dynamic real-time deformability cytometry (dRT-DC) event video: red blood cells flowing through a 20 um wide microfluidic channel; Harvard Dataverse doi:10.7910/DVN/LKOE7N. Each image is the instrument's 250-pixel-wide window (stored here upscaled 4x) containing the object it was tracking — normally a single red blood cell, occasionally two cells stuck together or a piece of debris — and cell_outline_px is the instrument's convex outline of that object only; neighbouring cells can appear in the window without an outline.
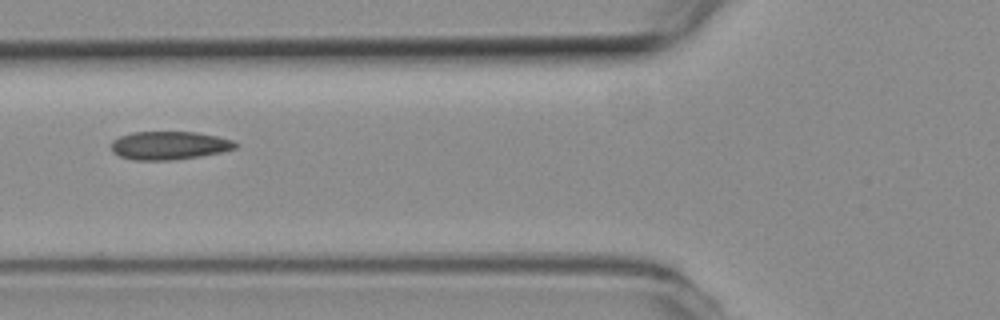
{"species": "common noctule bat (a hibernating species)", "species_latin": "Nyctalus noctula", "temperature_condition": "room temperature", "stored_images_in_passage": 4, "camera_frame_rate_fps": 3000, "um_per_image_px": 0.085, "animal": {"sex": "female", "body_mass_g": 19.3, "forearm_length_mm": 54.1}, "frame": {"image": 1, "passage_image": 3, "time_ms": 0.667, "image_size_px": [1000, 320], "cell_outline_px": [[236, 148], [220, 152], [200, 156], [172, 160], [132, 160], [120, 156], [112, 152], [112, 140], [120, 136], [132, 132], [196, 132], [216, 136], [232, 140], [236, 144]], "centroid_in_image_um": [14.34, 12.36], "position_along_channel_um": 111.5, "area_um2": 20.35}}
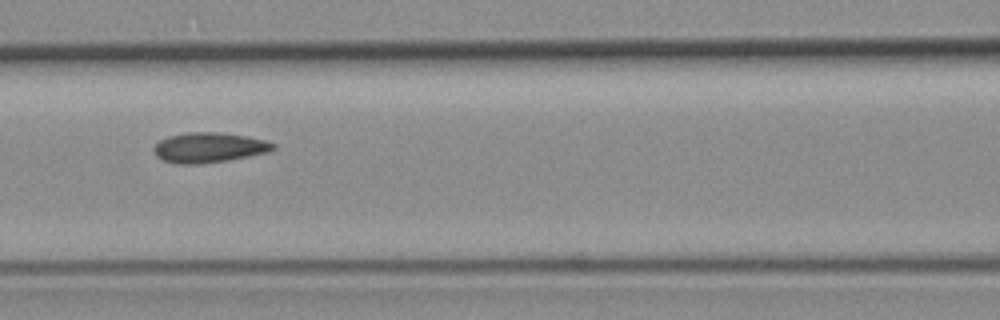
{"frame": {"image": 2, "passage_image": 4, "time_ms": 1.0, "image_size_px": [1000, 320], "cell_outline_px": [[276, 148], [268, 152], [228, 160], [200, 164], [176, 164], [164, 160], [156, 156], [152, 148], [160, 140], [168, 136], [188, 132], [220, 132], [244, 136], [264, 140], [276, 144]], "centroid_in_image_um": [17.74, 12.54], "position_along_channel_um": 148.9, "area_um2": 20.87}}